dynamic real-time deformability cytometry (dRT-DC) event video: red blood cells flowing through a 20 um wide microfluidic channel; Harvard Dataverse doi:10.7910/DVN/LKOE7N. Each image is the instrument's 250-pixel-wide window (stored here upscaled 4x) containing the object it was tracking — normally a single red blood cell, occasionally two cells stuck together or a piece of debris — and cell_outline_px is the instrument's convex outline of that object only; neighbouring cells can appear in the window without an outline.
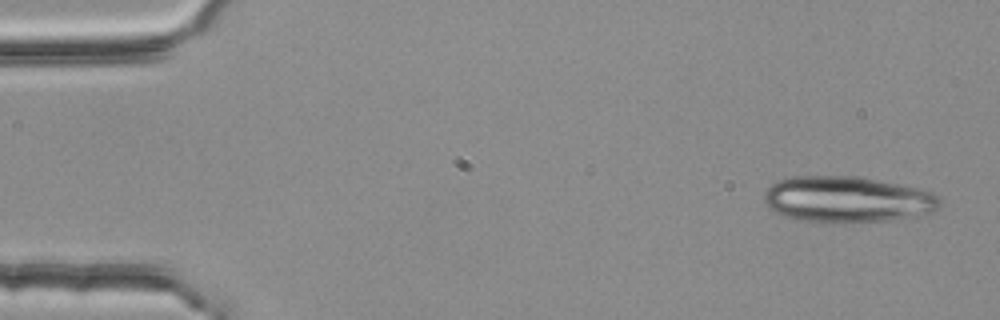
{"species": "common noctule bat (a hibernating species)", "species_latin": "Nyctalus noctula", "temperature_condition": "room temperature", "stored_images_in_passage": 17, "camera_frame_rate_fps": 3000, "um_per_image_px": 0.085, "animal": {"sex": "female", "body_mass_g": 25.1}, "frame": {"image": 1, "passage_image": 1, "time_ms": 0.0, "image_size_px": [1000, 320], "cell_outline_px": [[940, 208], [932, 212], [920, 216], [888, 220], [800, 220], [784, 216], [768, 208], [764, 200], [764, 192], [772, 184], [780, 180], [792, 176], [856, 176], [896, 184], [932, 192], [940, 200]], "centroid_in_image_um": [72.01, 16.92], "position_along_channel_um": 13.0, "area_um2": 46.12}}